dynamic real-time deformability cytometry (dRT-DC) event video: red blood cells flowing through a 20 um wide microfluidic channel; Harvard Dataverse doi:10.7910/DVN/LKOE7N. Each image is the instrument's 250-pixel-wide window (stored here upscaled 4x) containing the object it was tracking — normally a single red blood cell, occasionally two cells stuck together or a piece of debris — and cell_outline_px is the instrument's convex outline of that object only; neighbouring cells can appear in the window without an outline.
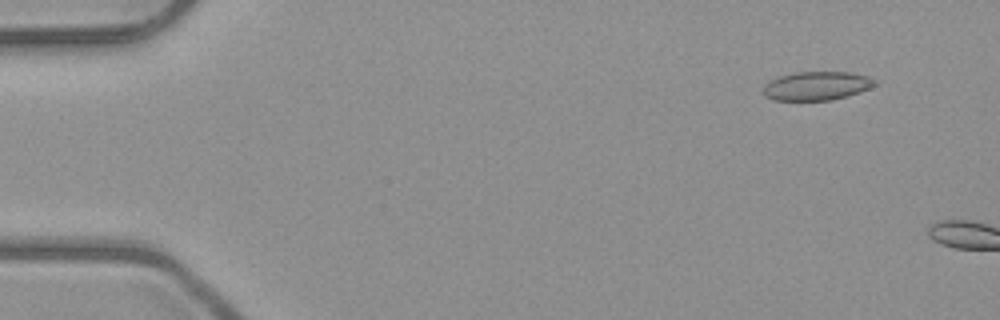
{"species": "common noctule bat (a hibernating species)", "species_latin": "Nyctalus noctula", "temperature_condition": "room temperature", "stored_images_in_passage": 2, "camera_frame_rate_fps": 3000, "um_per_image_px": 0.085, "animal": {"sex": "male", "body_mass_g": 23.1, "forearm_length_mm": 52.7}, "frame": {"image": 1, "passage_image": 1, "time_ms": 0.0, "image_size_px": [1000, 320], "cell_outline_px": [[876, 84], [868, 88], [844, 96], [828, 100], [772, 100], [764, 96], [764, 84], [780, 76], [796, 72], [848, 72], [868, 76], [876, 80]], "centroid_in_image_um": [69.38, 7.29], "position_along_channel_um": 15.6, "area_um2": 18.32}}